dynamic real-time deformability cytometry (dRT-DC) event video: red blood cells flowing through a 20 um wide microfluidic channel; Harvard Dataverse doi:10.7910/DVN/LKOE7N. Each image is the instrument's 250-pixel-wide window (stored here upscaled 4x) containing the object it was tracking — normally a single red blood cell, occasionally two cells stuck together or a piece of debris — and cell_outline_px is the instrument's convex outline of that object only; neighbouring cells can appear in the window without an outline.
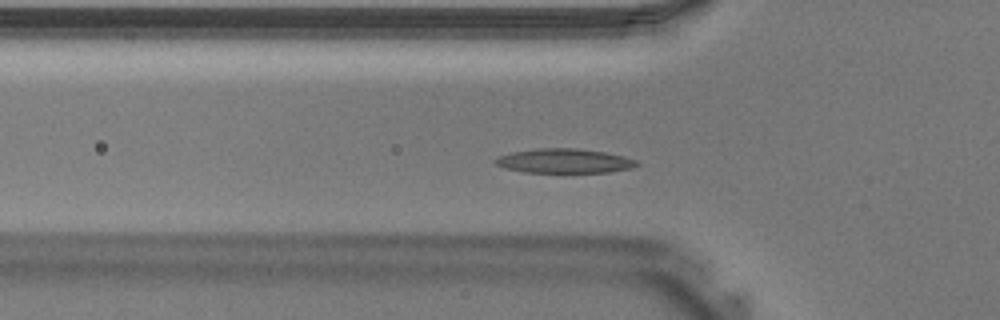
{"species": "Egyptian fruit bat (a non-hibernating species)", "species_latin": "Rousettus aegyptiacus", "temperature_condition": "warm", "stored_images_in_passage": 37, "camera_frame_rate_fps": 3000, "um_per_image_px": 0.085, "animal": {"sex": "male"}, "frame": {"image": 1, "passage_image": 9, "time_ms": 2.667, "image_size_px": [1000, 320], "cell_outline_px": [[640, 164], [632, 168], [608, 172], [524, 172], [504, 168], [496, 164], [492, 160], [500, 156], [512, 152], [540, 148], [576, 148], [604, 152], [624, 156], [636, 160]], "centroid_in_image_um": [47.97, 13.68], "position_along_channel_um": 77.8, "area_um2": 20.0}}
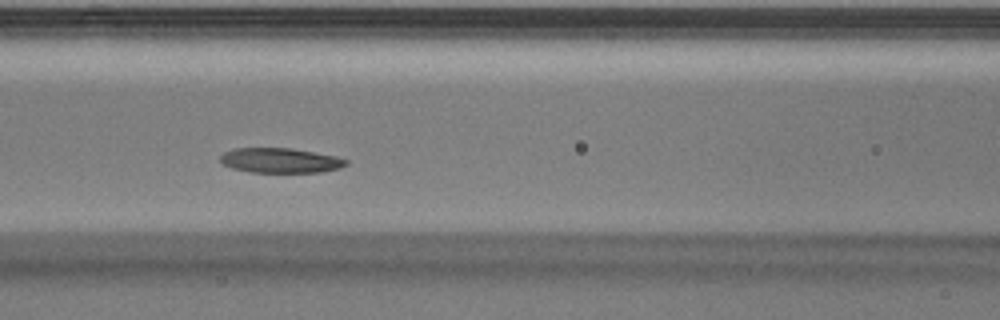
{"frame": {"image": 2, "passage_image": 13, "time_ms": 4.0, "image_size_px": [1000, 320], "cell_outline_px": [[348, 164], [340, 168], [320, 172], [248, 172], [232, 168], [224, 164], [220, 160], [220, 156], [224, 152], [232, 148], [292, 148], [336, 156], [348, 160]], "centroid_in_image_um": [23.83, 13.63], "position_along_channel_um": 142.8, "area_um2": 18.26}}
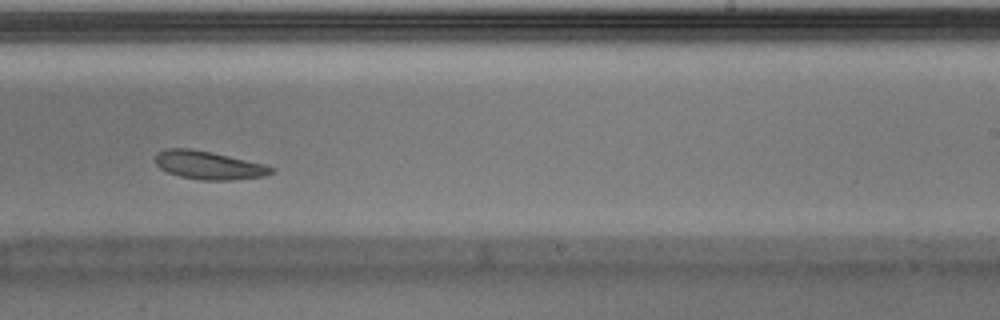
{"frame": {"image": 3, "passage_image": 21, "time_ms": 6.667, "image_size_px": [1000, 320], "cell_outline_px": [[276, 172], [264, 176], [232, 180], [200, 180], [180, 176], [168, 172], [160, 168], [156, 164], [156, 152], [168, 148], [188, 148], [228, 156], [264, 164], [276, 168]], "centroid_in_image_um": [17.76, 14.05], "position_along_channel_um": 271.2, "area_um2": 18.96}}